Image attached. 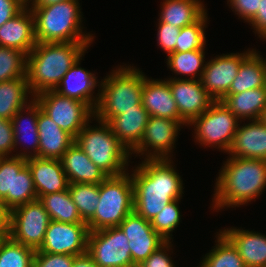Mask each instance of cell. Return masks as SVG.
<instances>
[{
    "label": "cell",
    "mask_w": 266,
    "mask_h": 267,
    "mask_svg": "<svg viewBox=\"0 0 266 267\" xmlns=\"http://www.w3.org/2000/svg\"><path fill=\"white\" fill-rule=\"evenodd\" d=\"M173 165L172 159H144L130 171L134 211L150 222L170 202L182 199L183 180Z\"/></svg>",
    "instance_id": "6da1fadb"
},
{
    "label": "cell",
    "mask_w": 266,
    "mask_h": 267,
    "mask_svg": "<svg viewBox=\"0 0 266 267\" xmlns=\"http://www.w3.org/2000/svg\"><path fill=\"white\" fill-rule=\"evenodd\" d=\"M223 165L214 183L213 207L210 206L216 212L255 201L265 191L266 160L229 156Z\"/></svg>",
    "instance_id": "7a4b0ae2"
},
{
    "label": "cell",
    "mask_w": 266,
    "mask_h": 267,
    "mask_svg": "<svg viewBox=\"0 0 266 267\" xmlns=\"http://www.w3.org/2000/svg\"><path fill=\"white\" fill-rule=\"evenodd\" d=\"M92 42L36 43L27 55L26 76L33 96L54 90Z\"/></svg>",
    "instance_id": "3957f363"
},
{
    "label": "cell",
    "mask_w": 266,
    "mask_h": 267,
    "mask_svg": "<svg viewBox=\"0 0 266 267\" xmlns=\"http://www.w3.org/2000/svg\"><path fill=\"white\" fill-rule=\"evenodd\" d=\"M101 79L94 118L108 122L114 116L142 105L145 74L137 67L119 65Z\"/></svg>",
    "instance_id": "277c9868"
},
{
    "label": "cell",
    "mask_w": 266,
    "mask_h": 267,
    "mask_svg": "<svg viewBox=\"0 0 266 267\" xmlns=\"http://www.w3.org/2000/svg\"><path fill=\"white\" fill-rule=\"evenodd\" d=\"M34 16L37 43L93 42L91 33H84L79 0H66L42 7H29Z\"/></svg>",
    "instance_id": "5b68a950"
},
{
    "label": "cell",
    "mask_w": 266,
    "mask_h": 267,
    "mask_svg": "<svg viewBox=\"0 0 266 267\" xmlns=\"http://www.w3.org/2000/svg\"><path fill=\"white\" fill-rule=\"evenodd\" d=\"M95 120L99 125L90 126V120L75 137V143L107 176L127 172L130 152L117 139L107 122L94 118Z\"/></svg>",
    "instance_id": "8992f818"
},
{
    "label": "cell",
    "mask_w": 266,
    "mask_h": 267,
    "mask_svg": "<svg viewBox=\"0 0 266 267\" xmlns=\"http://www.w3.org/2000/svg\"><path fill=\"white\" fill-rule=\"evenodd\" d=\"M129 170L99 184V205L87 222L90 232L118 227L134 211V188Z\"/></svg>",
    "instance_id": "52a82bcc"
},
{
    "label": "cell",
    "mask_w": 266,
    "mask_h": 267,
    "mask_svg": "<svg viewBox=\"0 0 266 267\" xmlns=\"http://www.w3.org/2000/svg\"><path fill=\"white\" fill-rule=\"evenodd\" d=\"M240 120L220 101H214L189 126H194V139L203 147H213L227 153Z\"/></svg>",
    "instance_id": "ba28073f"
},
{
    "label": "cell",
    "mask_w": 266,
    "mask_h": 267,
    "mask_svg": "<svg viewBox=\"0 0 266 267\" xmlns=\"http://www.w3.org/2000/svg\"><path fill=\"white\" fill-rule=\"evenodd\" d=\"M38 199L26 159L0 157V201L10 212L15 207Z\"/></svg>",
    "instance_id": "9c48e42d"
},
{
    "label": "cell",
    "mask_w": 266,
    "mask_h": 267,
    "mask_svg": "<svg viewBox=\"0 0 266 267\" xmlns=\"http://www.w3.org/2000/svg\"><path fill=\"white\" fill-rule=\"evenodd\" d=\"M34 99L45 114L74 138L90 120H94V111L86 103L62 96L55 90L40 92Z\"/></svg>",
    "instance_id": "30bf717a"
},
{
    "label": "cell",
    "mask_w": 266,
    "mask_h": 267,
    "mask_svg": "<svg viewBox=\"0 0 266 267\" xmlns=\"http://www.w3.org/2000/svg\"><path fill=\"white\" fill-rule=\"evenodd\" d=\"M50 221L43 203L36 199L9 212L7 234L14 241L36 251L44 241Z\"/></svg>",
    "instance_id": "8fae6325"
},
{
    "label": "cell",
    "mask_w": 266,
    "mask_h": 267,
    "mask_svg": "<svg viewBox=\"0 0 266 267\" xmlns=\"http://www.w3.org/2000/svg\"><path fill=\"white\" fill-rule=\"evenodd\" d=\"M87 253L99 267H133L129 240L119 227L90 232Z\"/></svg>",
    "instance_id": "7c38bea8"
},
{
    "label": "cell",
    "mask_w": 266,
    "mask_h": 267,
    "mask_svg": "<svg viewBox=\"0 0 266 267\" xmlns=\"http://www.w3.org/2000/svg\"><path fill=\"white\" fill-rule=\"evenodd\" d=\"M182 126L177 120L149 116L143 136L130 154H136L135 158L142 155V159H171Z\"/></svg>",
    "instance_id": "4fadbf2b"
},
{
    "label": "cell",
    "mask_w": 266,
    "mask_h": 267,
    "mask_svg": "<svg viewBox=\"0 0 266 267\" xmlns=\"http://www.w3.org/2000/svg\"><path fill=\"white\" fill-rule=\"evenodd\" d=\"M89 228L87 223H63L51 220L41 247L35 252L81 255L87 252Z\"/></svg>",
    "instance_id": "5bb4252c"
},
{
    "label": "cell",
    "mask_w": 266,
    "mask_h": 267,
    "mask_svg": "<svg viewBox=\"0 0 266 267\" xmlns=\"http://www.w3.org/2000/svg\"><path fill=\"white\" fill-rule=\"evenodd\" d=\"M253 50L217 55L206 61L200 80L204 89L215 101H220L227 95L242 61Z\"/></svg>",
    "instance_id": "9a60e30c"
},
{
    "label": "cell",
    "mask_w": 266,
    "mask_h": 267,
    "mask_svg": "<svg viewBox=\"0 0 266 267\" xmlns=\"http://www.w3.org/2000/svg\"><path fill=\"white\" fill-rule=\"evenodd\" d=\"M129 240L133 267L140 266L165 240L153 229L151 222L129 213L118 226Z\"/></svg>",
    "instance_id": "2e32d148"
},
{
    "label": "cell",
    "mask_w": 266,
    "mask_h": 267,
    "mask_svg": "<svg viewBox=\"0 0 266 267\" xmlns=\"http://www.w3.org/2000/svg\"><path fill=\"white\" fill-rule=\"evenodd\" d=\"M170 89L180 118L189 125L206 111L215 101L202 86L201 80L165 78Z\"/></svg>",
    "instance_id": "e0dca14e"
},
{
    "label": "cell",
    "mask_w": 266,
    "mask_h": 267,
    "mask_svg": "<svg viewBox=\"0 0 266 267\" xmlns=\"http://www.w3.org/2000/svg\"><path fill=\"white\" fill-rule=\"evenodd\" d=\"M84 56L85 53L78 58L54 90L62 96L86 103L94 111L99 100V89L95 96L93 94L97 86L100 88L101 81H98V76L94 72L80 67Z\"/></svg>",
    "instance_id": "ac0fdd59"
},
{
    "label": "cell",
    "mask_w": 266,
    "mask_h": 267,
    "mask_svg": "<svg viewBox=\"0 0 266 267\" xmlns=\"http://www.w3.org/2000/svg\"><path fill=\"white\" fill-rule=\"evenodd\" d=\"M39 104L33 99L27 106L20 109L11 119L14 133V152L23 146L14 156L21 158L38 157L39 133L37 127ZM26 115V116H24ZM26 117V119H24ZM24 140V141H23ZM21 142H24L23 144ZM21 143V144H20ZM27 143V146H26ZM29 145V146H28ZM24 146L26 148H24ZM31 146V147H30ZM16 150V151H15ZM23 151V152H22Z\"/></svg>",
    "instance_id": "d6986e66"
},
{
    "label": "cell",
    "mask_w": 266,
    "mask_h": 267,
    "mask_svg": "<svg viewBox=\"0 0 266 267\" xmlns=\"http://www.w3.org/2000/svg\"><path fill=\"white\" fill-rule=\"evenodd\" d=\"M240 122L226 154L235 158L266 160V124L261 119L249 120L243 126Z\"/></svg>",
    "instance_id": "ffe728a7"
},
{
    "label": "cell",
    "mask_w": 266,
    "mask_h": 267,
    "mask_svg": "<svg viewBox=\"0 0 266 267\" xmlns=\"http://www.w3.org/2000/svg\"><path fill=\"white\" fill-rule=\"evenodd\" d=\"M38 199L50 193L67 190L69 181L59 159L31 157L26 159Z\"/></svg>",
    "instance_id": "44dd1931"
},
{
    "label": "cell",
    "mask_w": 266,
    "mask_h": 267,
    "mask_svg": "<svg viewBox=\"0 0 266 267\" xmlns=\"http://www.w3.org/2000/svg\"><path fill=\"white\" fill-rule=\"evenodd\" d=\"M141 101L149 116L177 120L183 127H188L179 116L176 101L173 98L169 83L165 79H149L145 76Z\"/></svg>",
    "instance_id": "7402d4cb"
},
{
    "label": "cell",
    "mask_w": 266,
    "mask_h": 267,
    "mask_svg": "<svg viewBox=\"0 0 266 267\" xmlns=\"http://www.w3.org/2000/svg\"><path fill=\"white\" fill-rule=\"evenodd\" d=\"M34 16L28 6L0 26V46L30 53L36 45Z\"/></svg>",
    "instance_id": "603a6c76"
},
{
    "label": "cell",
    "mask_w": 266,
    "mask_h": 267,
    "mask_svg": "<svg viewBox=\"0 0 266 267\" xmlns=\"http://www.w3.org/2000/svg\"><path fill=\"white\" fill-rule=\"evenodd\" d=\"M39 133L38 157L61 159L68 148L75 142V138L67 131L61 129L39 105L37 121Z\"/></svg>",
    "instance_id": "cb8c5ba5"
},
{
    "label": "cell",
    "mask_w": 266,
    "mask_h": 267,
    "mask_svg": "<svg viewBox=\"0 0 266 267\" xmlns=\"http://www.w3.org/2000/svg\"><path fill=\"white\" fill-rule=\"evenodd\" d=\"M236 247L246 267H266V235L256 231L237 229L220 230Z\"/></svg>",
    "instance_id": "d4e9b609"
},
{
    "label": "cell",
    "mask_w": 266,
    "mask_h": 267,
    "mask_svg": "<svg viewBox=\"0 0 266 267\" xmlns=\"http://www.w3.org/2000/svg\"><path fill=\"white\" fill-rule=\"evenodd\" d=\"M69 184H100L108 176L74 142L60 159Z\"/></svg>",
    "instance_id": "484cf974"
},
{
    "label": "cell",
    "mask_w": 266,
    "mask_h": 267,
    "mask_svg": "<svg viewBox=\"0 0 266 267\" xmlns=\"http://www.w3.org/2000/svg\"><path fill=\"white\" fill-rule=\"evenodd\" d=\"M148 119L149 114L141 105L114 116L107 123L117 139L131 152L140 142Z\"/></svg>",
    "instance_id": "4316f807"
},
{
    "label": "cell",
    "mask_w": 266,
    "mask_h": 267,
    "mask_svg": "<svg viewBox=\"0 0 266 267\" xmlns=\"http://www.w3.org/2000/svg\"><path fill=\"white\" fill-rule=\"evenodd\" d=\"M221 101L240 121L261 119L266 108V87L227 94Z\"/></svg>",
    "instance_id": "83f0119b"
},
{
    "label": "cell",
    "mask_w": 266,
    "mask_h": 267,
    "mask_svg": "<svg viewBox=\"0 0 266 267\" xmlns=\"http://www.w3.org/2000/svg\"><path fill=\"white\" fill-rule=\"evenodd\" d=\"M254 49L241 63L227 94L266 87V59Z\"/></svg>",
    "instance_id": "f1b7e54d"
},
{
    "label": "cell",
    "mask_w": 266,
    "mask_h": 267,
    "mask_svg": "<svg viewBox=\"0 0 266 267\" xmlns=\"http://www.w3.org/2000/svg\"><path fill=\"white\" fill-rule=\"evenodd\" d=\"M160 7L159 20L178 28L194 24L207 12L201 0H163Z\"/></svg>",
    "instance_id": "f546056e"
},
{
    "label": "cell",
    "mask_w": 266,
    "mask_h": 267,
    "mask_svg": "<svg viewBox=\"0 0 266 267\" xmlns=\"http://www.w3.org/2000/svg\"><path fill=\"white\" fill-rule=\"evenodd\" d=\"M33 99L34 96L30 91L27 77L0 82V117L11 120L20 109L27 106Z\"/></svg>",
    "instance_id": "4dcf8cb0"
},
{
    "label": "cell",
    "mask_w": 266,
    "mask_h": 267,
    "mask_svg": "<svg viewBox=\"0 0 266 267\" xmlns=\"http://www.w3.org/2000/svg\"><path fill=\"white\" fill-rule=\"evenodd\" d=\"M205 54V50L172 52L167 55L166 64L172 74L178 75V77H174L175 79L200 80L205 67L204 63H206ZM184 76L187 77L184 78Z\"/></svg>",
    "instance_id": "1f68e13d"
},
{
    "label": "cell",
    "mask_w": 266,
    "mask_h": 267,
    "mask_svg": "<svg viewBox=\"0 0 266 267\" xmlns=\"http://www.w3.org/2000/svg\"><path fill=\"white\" fill-rule=\"evenodd\" d=\"M49 214L50 220L63 223H85L72 200L69 190L50 193L39 198Z\"/></svg>",
    "instance_id": "d6a6232c"
},
{
    "label": "cell",
    "mask_w": 266,
    "mask_h": 267,
    "mask_svg": "<svg viewBox=\"0 0 266 267\" xmlns=\"http://www.w3.org/2000/svg\"><path fill=\"white\" fill-rule=\"evenodd\" d=\"M216 233L215 246L197 267H246L232 242L221 231Z\"/></svg>",
    "instance_id": "836d02e7"
},
{
    "label": "cell",
    "mask_w": 266,
    "mask_h": 267,
    "mask_svg": "<svg viewBox=\"0 0 266 267\" xmlns=\"http://www.w3.org/2000/svg\"><path fill=\"white\" fill-rule=\"evenodd\" d=\"M68 190L77 206L81 219L87 223L99 205V185L90 183H71Z\"/></svg>",
    "instance_id": "e575fe53"
},
{
    "label": "cell",
    "mask_w": 266,
    "mask_h": 267,
    "mask_svg": "<svg viewBox=\"0 0 266 267\" xmlns=\"http://www.w3.org/2000/svg\"><path fill=\"white\" fill-rule=\"evenodd\" d=\"M35 250L14 241L8 234L0 242V267H33Z\"/></svg>",
    "instance_id": "d590c367"
},
{
    "label": "cell",
    "mask_w": 266,
    "mask_h": 267,
    "mask_svg": "<svg viewBox=\"0 0 266 267\" xmlns=\"http://www.w3.org/2000/svg\"><path fill=\"white\" fill-rule=\"evenodd\" d=\"M207 12L194 24L180 29L174 52L205 50L208 16Z\"/></svg>",
    "instance_id": "8d00e7d4"
},
{
    "label": "cell",
    "mask_w": 266,
    "mask_h": 267,
    "mask_svg": "<svg viewBox=\"0 0 266 267\" xmlns=\"http://www.w3.org/2000/svg\"><path fill=\"white\" fill-rule=\"evenodd\" d=\"M27 55L17 49L0 46V82L26 76Z\"/></svg>",
    "instance_id": "74e56055"
},
{
    "label": "cell",
    "mask_w": 266,
    "mask_h": 267,
    "mask_svg": "<svg viewBox=\"0 0 266 267\" xmlns=\"http://www.w3.org/2000/svg\"><path fill=\"white\" fill-rule=\"evenodd\" d=\"M179 202L181 199H176L170 202L156 217L151 221L153 229L165 240L173 239L172 232L178 227L181 222Z\"/></svg>",
    "instance_id": "f35d334b"
},
{
    "label": "cell",
    "mask_w": 266,
    "mask_h": 267,
    "mask_svg": "<svg viewBox=\"0 0 266 267\" xmlns=\"http://www.w3.org/2000/svg\"><path fill=\"white\" fill-rule=\"evenodd\" d=\"M157 20V43L168 55L175 51V45L181 28L173 26L172 24L163 23L159 19Z\"/></svg>",
    "instance_id": "ab89813d"
},
{
    "label": "cell",
    "mask_w": 266,
    "mask_h": 267,
    "mask_svg": "<svg viewBox=\"0 0 266 267\" xmlns=\"http://www.w3.org/2000/svg\"><path fill=\"white\" fill-rule=\"evenodd\" d=\"M75 256L35 252L33 267H72Z\"/></svg>",
    "instance_id": "60d3db41"
},
{
    "label": "cell",
    "mask_w": 266,
    "mask_h": 267,
    "mask_svg": "<svg viewBox=\"0 0 266 267\" xmlns=\"http://www.w3.org/2000/svg\"><path fill=\"white\" fill-rule=\"evenodd\" d=\"M172 241H165L151 256L138 267H175L171 253L173 254ZM172 250V252H171ZM171 252V253H170ZM170 253V254H169Z\"/></svg>",
    "instance_id": "b9f144b4"
},
{
    "label": "cell",
    "mask_w": 266,
    "mask_h": 267,
    "mask_svg": "<svg viewBox=\"0 0 266 267\" xmlns=\"http://www.w3.org/2000/svg\"><path fill=\"white\" fill-rule=\"evenodd\" d=\"M260 3L261 0H227L229 8L248 23L256 16Z\"/></svg>",
    "instance_id": "7bdbcfd3"
},
{
    "label": "cell",
    "mask_w": 266,
    "mask_h": 267,
    "mask_svg": "<svg viewBox=\"0 0 266 267\" xmlns=\"http://www.w3.org/2000/svg\"><path fill=\"white\" fill-rule=\"evenodd\" d=\"M12 151L14 152V133L11 120L0 117V157L14 156Z\"/></svg>",
    "instance_id": "ee69618b"
},
{
    "label": "cell",
    "mask_w": 266,
    "mask_h": 267,
    "mask_svg": "<svg viewBox=\"0 0 266 267\" xmlns=\"http://www.w3.org/2000/svg\"><path fill=\"white\" fill-rule=\"evenodd\" d=\"M27 6V0H0V26L15 17Z\"/></svg>",
    "instance_id": "f6af8a7d"
},
{
    "label": "cell",
    "mask_w": 266,
    "mask_h": 267,
    "mask_svg": "<svg viewBox=\"0 0 266 267\" xmlns=\"http://www.w3.org/2000/svg\"><path fill=\"white\" fill-rule=\"evenodd\" d=\"M249 25L262 40L266 39V0H261L256 16L249 22Z\"/></svg>",
    "instance_id": "bcb514c9"
},
{
    "label": "cell",
    "mask_w": 266,
    "mask_h": 267,
    "mask_svg": "<svg viewBox=\"0 0 266 267\" xmlns=\"http://www.w3.org/2000/svg\"><path fill=\"white\" fill-rule=\"evenodd\" d=\"M72 267H99L92 257L86 252L74 258Z\"/></svg>",
    "instance_id": "7dc6e473"
},
{
    "label": "cell",
    "mask_w": 266,
    "mask_h": 267,
    "mask_svg": "<svg viewBox=\"0 0 266 267\" xmlns=\"http://www.w3.org/2000/svg\"><path fill=\"white\" fill-rule=\"evenodd\" d=\"M66 0H27V6L28 7H42V6H48L51 4H56L59 2H63Z\"/></svg>",
    "instance_id": "c3c4849f"
},
{
    "label": "cell",
    "mask_w": 266,
    "mask_h": 267,
    "mask_svg": "<svg viewBox=\"0 0 266 267\" xmlns=\"http://www.w3.org/2000/svg\"><path fill=\"white\" fill-rule=\"evenodd\" d=\"M9 212L4 208L0 201V229H8Z\"/></svg>",
    "instance_id": "681fc988"
},
{
    "label": "cell",
    "mask_w": 266,
    "mask_h": 267,
    "mask_svg": "<svg viewBox=\"0 0 266 267\" xmlns=\"http://www.w3.org/2000/svg\"><path fill=\"white\" fill-rule=\"evenodd\" d=\"M8 229H0V242L7 235Z\"/></svg>",
    "instance_id": "f907efd6"
},
{
    "label": "cell",
    "mask_w": 266,
    "mask_h": 267,
    "mask_svg": "<svg viewBox=\"0 0 266 267\" xmlns=\"http://www.w3.org/2000/svg\"><path fill=\"white\" fill-rule=\"evenodd\" d=\"M261 120L266 124V108H265V110L263 112V115L261 117Z\"/></svg>",
    "instance_id": "816d5d0a"
}]
</instances>
